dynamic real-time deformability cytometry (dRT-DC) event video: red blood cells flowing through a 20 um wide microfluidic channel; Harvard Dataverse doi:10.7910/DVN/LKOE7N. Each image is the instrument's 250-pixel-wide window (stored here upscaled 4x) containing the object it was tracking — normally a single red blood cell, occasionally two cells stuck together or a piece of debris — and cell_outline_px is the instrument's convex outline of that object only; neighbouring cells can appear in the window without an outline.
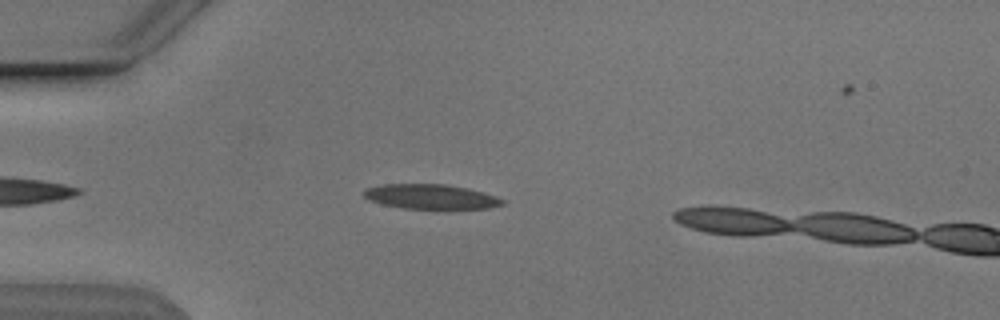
{"species": "Egyptian fruit bat (a non-hibernating species)", "species_latin": "Rousettus aegyptiacus", "temperature_condition": "cold", "stored_images_in_passage": 9, "camera_frame_rate_fps": 3000, "um_per_image_px": 0.085, "animal": {"sex": "male"}, "frame": {"image": 1, "passage_image": 7, "time_ms": 2.0, "image_size_px": [1000, 320], "cell_outline_px": [[504, 204], [488, 208], [404, 208], [384, 204], [368, 200], [364, 196], [364, 192], [368, 188], [384, 184], [444, 184], [468, 188], [496, 196], [504, 200]], "centroid_in_image_um": [36.63, 16.71], "position_along_channel_um": 48.4, "area_um2": 19.59}}